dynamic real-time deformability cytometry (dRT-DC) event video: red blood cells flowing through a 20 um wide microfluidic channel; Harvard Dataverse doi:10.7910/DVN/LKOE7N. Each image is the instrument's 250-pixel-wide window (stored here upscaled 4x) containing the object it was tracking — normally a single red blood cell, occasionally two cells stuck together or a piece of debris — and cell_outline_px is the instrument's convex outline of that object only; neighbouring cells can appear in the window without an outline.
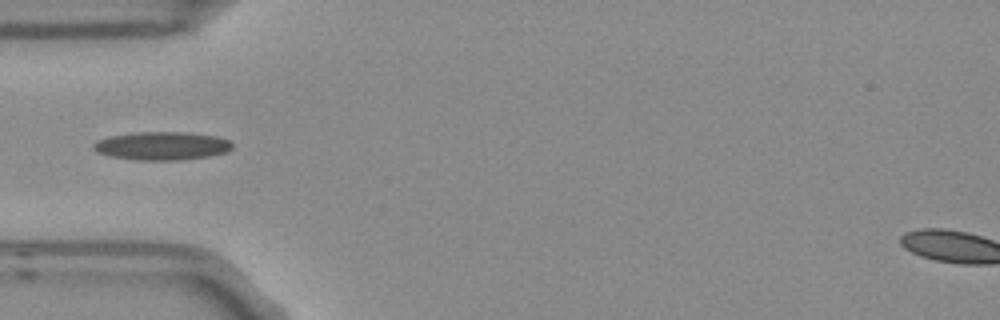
{"species": "Egyptian fruit bat (a non-hibernating species)", "species_latin": "Rousettus aegyptiacus", "temperature_condition": "room temperature", "stored_images_in_passage": 8, "camera_frame_rate_fps": 3000, "um_per_image_px": 0.085, "frame": {"image": 1, "passage_image": 4, "time_ms": 1.0, "image_size_px": [1000, 320], "cell_outline_px": [[232, 148], [228, 152], [208, 156], [180, 160], [136, 160], [108, 156], [96, 152], [92, 148], [92, 144], [96, 140], [112, 136], [140, 132], [184, 132], [216, 136], [228, 140], [232, 144]], "centroid_in_image_um": [13.74, 12.41], "position_along_channel_um": 71.3, "area_um2": 22.89}}
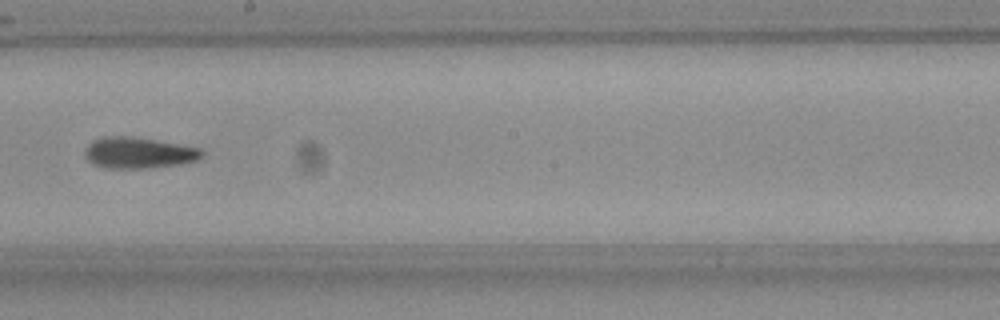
{"frame": {"image": 2, "passage_image": 8, "time_ms": 2.333, "image_size_px": [1000, 320], "cell_outline_px": [[204, 152], [196, 160], [180, 164], [152, 168], [104, 168], [92, 164], [84, 156], [84, 152], [88, 144], [92, 140], [104, 136], [132, 136], [156, 140], [200, 148]], "centroid_in_image_um": [11.72, 12.99], "position_along_channel_um": 236.5, "area_um2": 21.33}}